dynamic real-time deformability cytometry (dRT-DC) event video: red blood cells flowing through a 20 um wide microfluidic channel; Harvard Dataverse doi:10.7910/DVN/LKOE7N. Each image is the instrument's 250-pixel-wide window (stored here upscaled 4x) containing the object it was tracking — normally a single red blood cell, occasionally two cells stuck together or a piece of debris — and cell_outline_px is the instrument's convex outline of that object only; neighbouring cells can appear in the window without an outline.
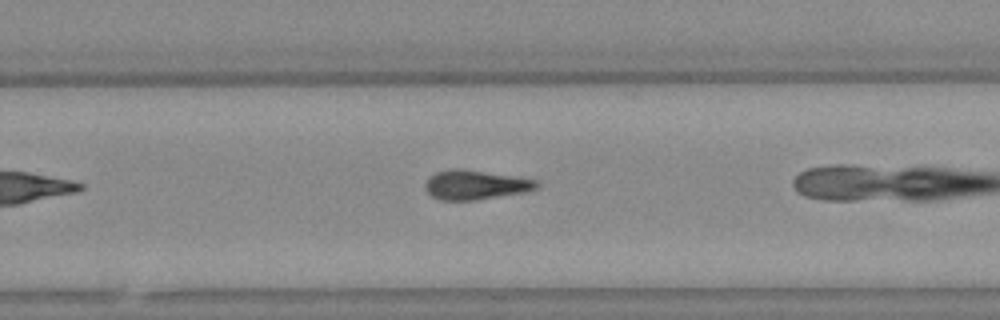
{"species": "Egyptian fruit bat (a non-hibernating species)", "species_latin": "Rousettus aegyptiacus", "temperature_condition": "warm", "stored_images_in_passage": 25, "camera_frame_rate_fps": 3000, "um_per_image_px": 0.085, "animal": {"sex": "female"}, "frame": {"image": 1, "passage_image": 18, "time_ms": 5.667, "image_size_px": [1000, 320], "cell_outline_px": [[540, 184], [536, 188], [524, 192], [476, 200], [440, 200], [432, 196], [428, 192], [424, 184], [428, 176], [436, 172], [448, 168], [464, 168], [536, 180]], "centroid_in_image_um": [40.35, 15.7], "position_along_channel_um": 289.4, "area_um2": 19.13}}